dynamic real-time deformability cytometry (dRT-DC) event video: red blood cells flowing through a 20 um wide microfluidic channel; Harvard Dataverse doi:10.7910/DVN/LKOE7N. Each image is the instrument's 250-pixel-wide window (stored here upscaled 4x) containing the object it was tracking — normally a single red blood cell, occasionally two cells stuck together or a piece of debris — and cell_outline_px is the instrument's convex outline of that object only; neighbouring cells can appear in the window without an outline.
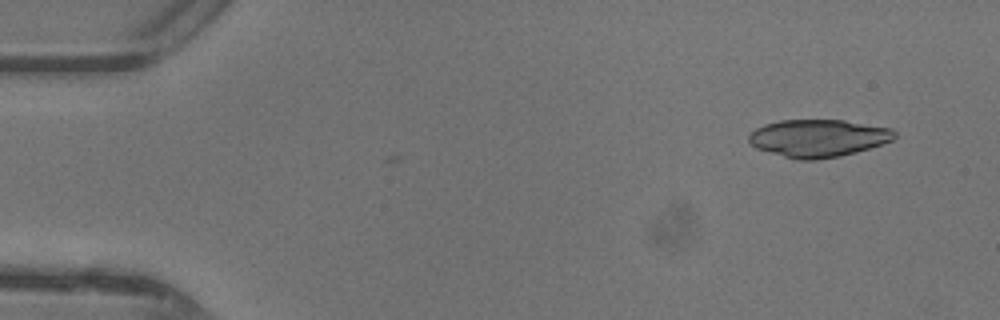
{"species": "common noctule bat (a hibernating species)", "species_latin": "Nyctalus noctula", "temperature_condition": "warm", "stored_images_in_passage": 2, "camera_frame_rate_fps": 3000, "um_per_image_px": 0.085, "animal": {"sex": "female"}, "frame": {"image": 1, "passage_image": 2, "time_ms": 0.333, "image_size_px": [1000, 320], "cell_outline_px": [[896, 136], [892, 140], [856, 152], [840, 156], [816, 160], [796, 160], [756, 148], [748, 140], [748, 136], [756, 128], [764, 124], [780, 120], [844, 120], [892, 128], [896, 132]], "centroid_in_image_um": [69.54, 11.74], "position_along_channel_um": 15.5, "area_um2": 31.85}}